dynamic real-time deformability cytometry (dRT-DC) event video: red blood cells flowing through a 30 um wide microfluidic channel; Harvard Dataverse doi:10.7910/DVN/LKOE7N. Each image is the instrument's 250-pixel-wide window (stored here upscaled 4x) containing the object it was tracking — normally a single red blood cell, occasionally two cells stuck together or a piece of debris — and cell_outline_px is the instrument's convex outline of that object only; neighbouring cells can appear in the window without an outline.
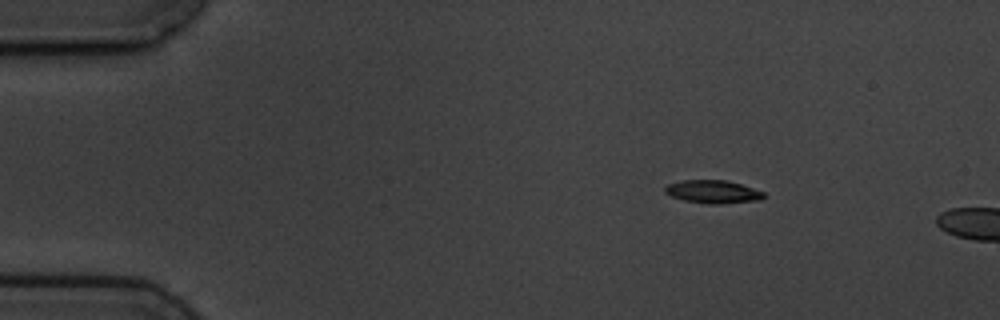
{"species": "common noctule bat (a hibernating species)", "species_latin": "Nyctalus noctula", "temperature_condition": "cold", "stored_images_in_passage": 3, "camera_frame_rate_fps": 3000, "um_per_image_px": 0.085, "animal": {"sex": "male", "body_mass_g": 19.5, "forearm_length_mm": 54.6}, "frame": {"image": 1, "passage_image": 2, "time_ms": 1.0, "image_size_px": [1000, 320], "cell_outline_px": [[764, 196], [760, 200], [720, 204], [708, 204], [684, 200], [672, 196], [664, 192], [664, 188], [668, 184], [680, 180], [724, 180], [740, 184], [764, 192]], "centroid_in_image_um": [60.57, 16.3], "position_along_channel_um": 24.4, "area_um2": 13.18}}